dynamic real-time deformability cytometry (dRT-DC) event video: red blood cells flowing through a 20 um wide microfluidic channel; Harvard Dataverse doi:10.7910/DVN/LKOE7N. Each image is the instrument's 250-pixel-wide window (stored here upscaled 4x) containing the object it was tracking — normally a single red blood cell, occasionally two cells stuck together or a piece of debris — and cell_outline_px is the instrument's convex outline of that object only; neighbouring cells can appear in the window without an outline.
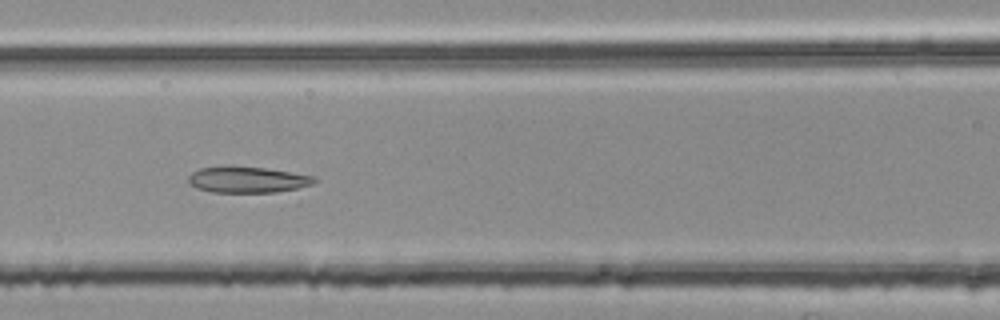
{"species": "common noctule bat (a hibernating species)", "species_latin": "Nyctalus noctula", "temperature_condition": "room temperature", "stored_images_in_passage": 52, "camera_frame_rate_fps": 3000, "um_per_image_px": 0.085, "animal": {"sex": "female", "body_mass_g": 25.1}, "frame": {"image": 1, "passage_image": 23, "time_ms": 7.333, "image_size_px": [1000, 320], "cell_outline_px": [[316, 180], [312, 184], [296, 188], [276, 192], [212, 192], [196, 188], [188, 184], [188, 176], [192, 172], [200, 168], [232, 164], [264, 168], [312, 176]], "centroid_in_image_um": [20.92, 15.25], "position_along_channel_um": 145.7, "area_um2": 19.31}}
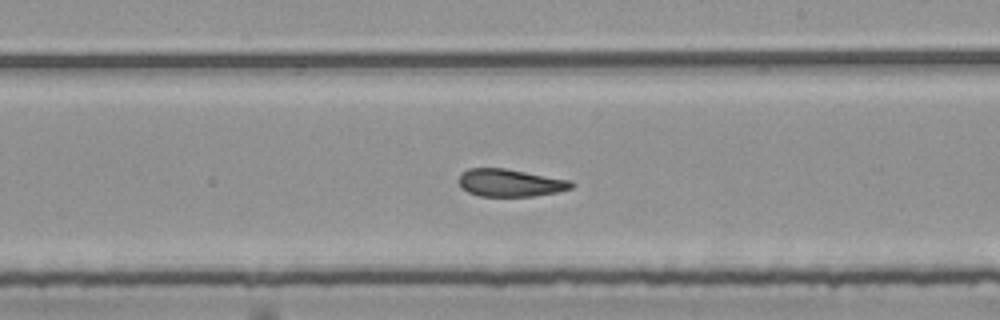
{"frame": {"image": 2, "passage_image": 31, "time_ms": 10.0, "image_size_px": [1000, 320], "cell_outline_px": [[576, 184], [572, 188], [556, 192], [532, 196], [480, 196], [468, 192], [460, 188], [460, 176], [468, 168], [504, 168], [572, 180]], "centroid_in_image_um": [43.4, 15.54], "position_along_channel_um": 245.6, "area_um2": 18.03}}
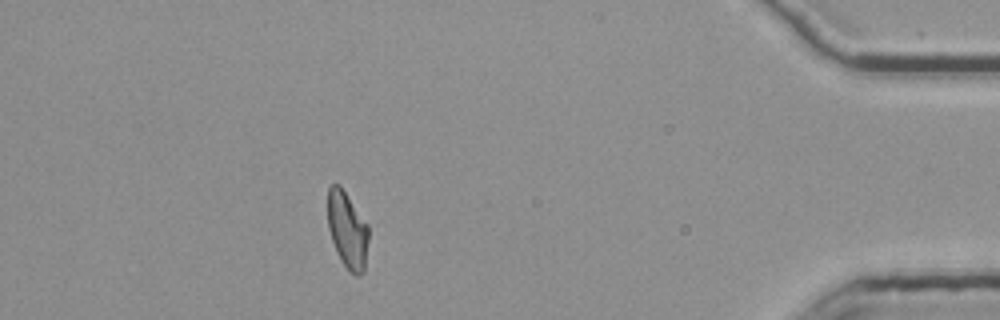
{"frame": {"image": 3, "passage_image": 48, "time_ms": 15.667, "image_size_px": [1000, 320], "cell_outline_px": [[368, 240], [364, 272], [356, 276], [344, 264], [332, 240], [328, 228], [328, 188], [332, 184], [340, 184], [368, 224]], "centroid_in_image_um": [29.54, 19.5], "position_along_channel_um": 405.7, "area_um2": 17.98}, "authors_computed_cell_mechanics": {"area_um2": 18.9584, "velocity_mm_per_s": 3.7704, "shape_relaxation_time_tau1_ms": null, "shape_relaxation_time_tau2_ms": 4.004, "deformation_change_tau1": null, "deformation_change_tau2": 0.1127}}